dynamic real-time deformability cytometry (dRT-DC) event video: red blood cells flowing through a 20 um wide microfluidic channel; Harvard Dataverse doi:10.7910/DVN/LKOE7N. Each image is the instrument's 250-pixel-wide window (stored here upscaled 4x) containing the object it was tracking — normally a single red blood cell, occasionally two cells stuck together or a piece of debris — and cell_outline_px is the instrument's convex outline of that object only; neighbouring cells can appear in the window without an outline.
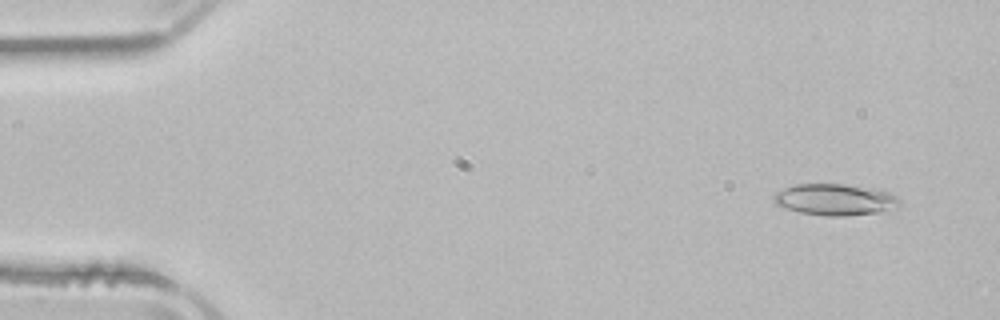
{"species": "common noctule bat (a hibernating species)", "species_latin": "Nyctalus noctula", "temperature_condition": "room temperature", "stored_images_in_passage": 52, "camera_frame_rate_fps": 3000, "um_per_image_px": 0.085, "animal": {"sex": "male", "body_mass_g": 21.5, "forearm_length_mm": 52.0}, "frame": {"image": 1, "passage_image": 4, "time_ms": 1.0, "image_size_px": [1000, 320], "cell_outline_px": [[900, 208], [880, 212], [844, 216], [824, 216], [800, 212], [776, 204], [772, 200], [772, 196], [776, 192], [792, 184], [844, 184], [872, 188], [888, 192], [896, 196], [900, 200]], "centroid_in_image_um": [71.0, 16.97], "position_along_channel_um": 14.0, "area_um2": 23.24}}
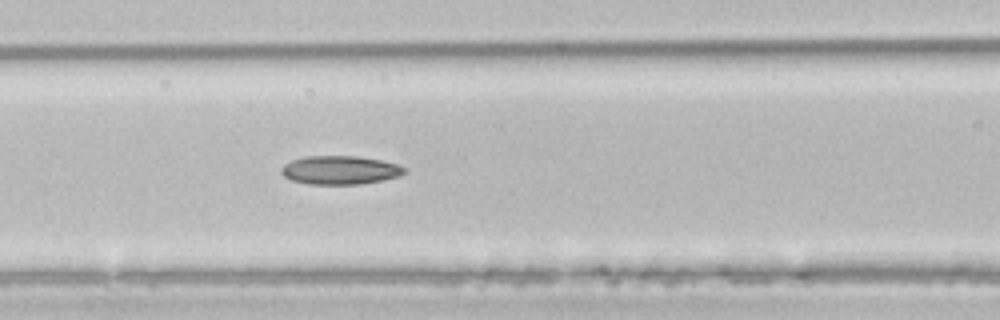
{"frame": {"image": 2, "passage_image": 22, "time_ms": 7.0, "image_size_px": [1000, 320], "cell_outline_px": [[404, 172], [400, 176], [360, 184], [308, 184], [292, 180], [284, 176], [280, 172], [280, 168], [284, 164], [292, 160], [304, 156], [356, 156], [380, 160], [396, 164], [404, 168]], "centroid_in_image_um": [28.84, 14.45], "position_along_channel_um": 137.8, "area_um2": 20.35}}
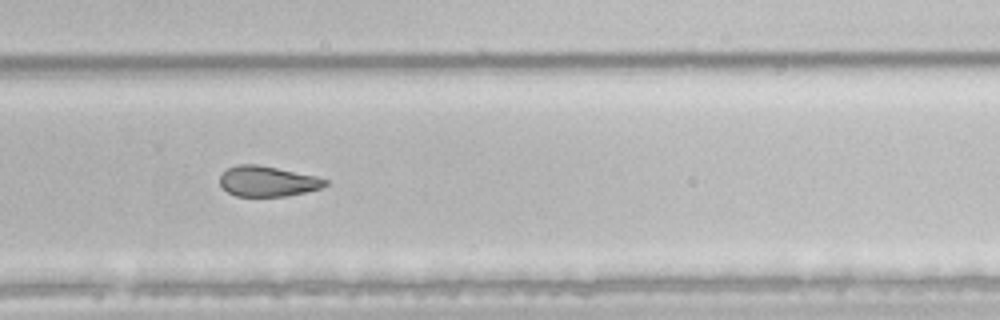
{"frame": {"image": 3, "passage_image": 35, "time_ms": 11.333, "image_size_px": [1000, 320], "cell_outline_px": [[328, 184], [320, 188], [288, 196], [236, 196], [228, 192], [220, 184], [220, 176], [228, 168], [236, 164], [256, 164], [316, 176], [328, 180]], "centroid_in_image_um": [22.74, 15.41], "position_along_channel_um": 307.1, "area_um2": 18.5}, "authors_computed_cell_mechanics": {"area_um2": 21.2704, "velocity_mm_per_s": 3.9211, "shape_relaxation_time_tau1_ms": null, "shape_relaxation_time_tau2_ms": 4.1514, "deformation_change_tau1": null, "deformation_change_tau2": 0.1189}}